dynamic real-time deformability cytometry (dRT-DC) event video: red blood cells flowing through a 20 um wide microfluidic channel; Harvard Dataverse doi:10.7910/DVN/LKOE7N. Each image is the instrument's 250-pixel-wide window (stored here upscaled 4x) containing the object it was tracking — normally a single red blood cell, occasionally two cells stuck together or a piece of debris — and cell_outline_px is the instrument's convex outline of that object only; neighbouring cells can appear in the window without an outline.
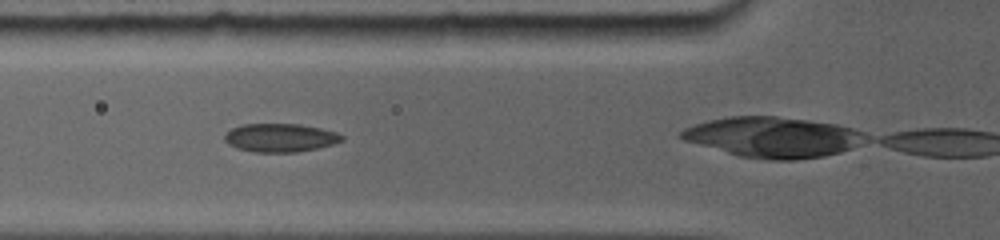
{"species": "common noctule bat (a hibernating species)", "species_latin": "Nyctalus noctula", "temperature_condition": "room temperature", "stored_images_in_passage": 11, "camera_frame_rate_fps": 5000, "um_per_image_px": 0.085, "animal": {"sex": "female", "body_mass_g": 19.0, "forearm_length_mm": 56.7}, "frame": {"image": 1, "passage_image": 2, "time_ms": 0.6, "image_size_px": [1000, 240], "cell_outline_px": [[344, 140], [332, 144], [316, 148], [296, 152], [256, 152], [236, 148], [224, 140], [224, 136], [232, 128], [244, 124], [296, 124], [336, 132], [344, 136]], "centroid_in_image_um": [23.8, 11.71], "position_along_channel_um": 102.0, "area_um2": 19.07}}
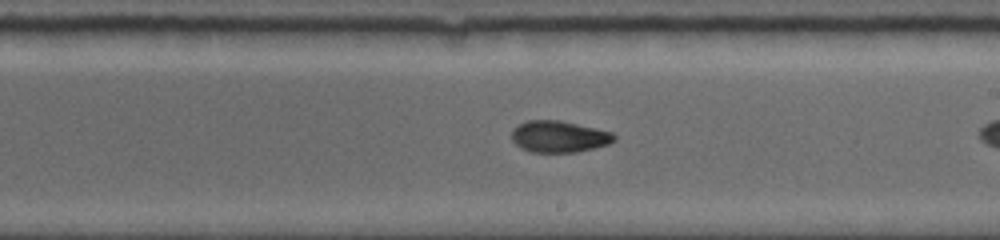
{"frame": {"image": 2, "passage_image": 8, "time_ms": 4.2, "image_size_px": [1000, 240], "cell_outline_px": [[616, 140], [608, 144], [576, 152], [532, 152], [520, 148], [512, 140], [512, 128], [528, 120], [560, 120], [612, 132], [616, 136]], "centroid_in_image_um": [47.5, 11.61], "position_along_channel_um": 241.5, "area_um2": 18.79}}
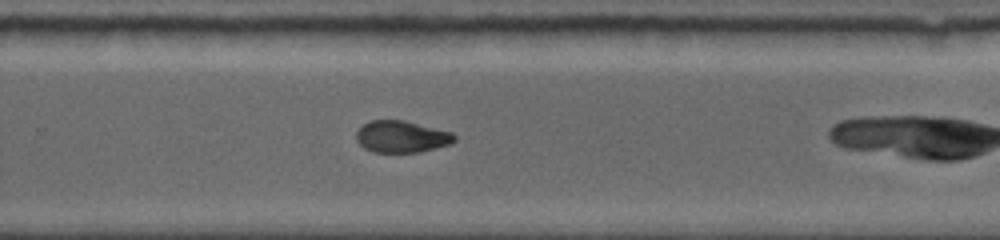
{"frame": {"image": 3, "passage_image": 10, "time_ms": 5.6, "image_size_px": [1000, 240], "cell_outline_px": [[456, 140], [452, 144], [420, 152], [372, 152], [364, 148], [356, 140], [356, 132], [368, 120], [404, 120], [452, 132], [456, 136]], "centroid_in_image_um": [34.15, 11.62], "position_along_channel_um": 295.7, "area_um2": 18.32}}